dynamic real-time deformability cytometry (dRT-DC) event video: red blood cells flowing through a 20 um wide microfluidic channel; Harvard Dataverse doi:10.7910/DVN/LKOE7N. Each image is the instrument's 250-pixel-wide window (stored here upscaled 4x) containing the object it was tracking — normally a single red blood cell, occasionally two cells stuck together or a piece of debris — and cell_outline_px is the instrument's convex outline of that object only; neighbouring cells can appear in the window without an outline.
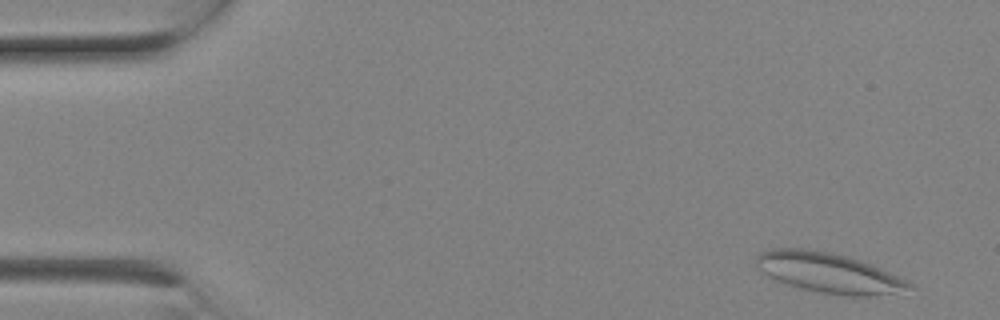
{"species": "Egyptian fruit bat (a non-hibernating species)", "species_latin": "Rousettus aegyptiacus", "temperature_condition": "room temperature", "stored_images_in_passage": 6, "camera_frame_rate_fps": 3000, "um_per_image_px": 0.085, "animal": {"sex": "female"}, "frame": {"image": 1, "passage_image": 1, "time_ms": 0.0, "image_size_px": [1000, 320], "cell_outline_px": [[916, 288], [872, 296], [848, 296], [820, 292], [800, 288], [776, 280], [760, 272], [756, 268], [756, 256], [760, 252], [768, 248], [804, 248], [828, 252], [848, 256], [872, 264], [908, 280]], "centroid_in_image_um": [70.41, 23.17], "position_along_channel_um": 14.6, "area_um2": 35.89}}